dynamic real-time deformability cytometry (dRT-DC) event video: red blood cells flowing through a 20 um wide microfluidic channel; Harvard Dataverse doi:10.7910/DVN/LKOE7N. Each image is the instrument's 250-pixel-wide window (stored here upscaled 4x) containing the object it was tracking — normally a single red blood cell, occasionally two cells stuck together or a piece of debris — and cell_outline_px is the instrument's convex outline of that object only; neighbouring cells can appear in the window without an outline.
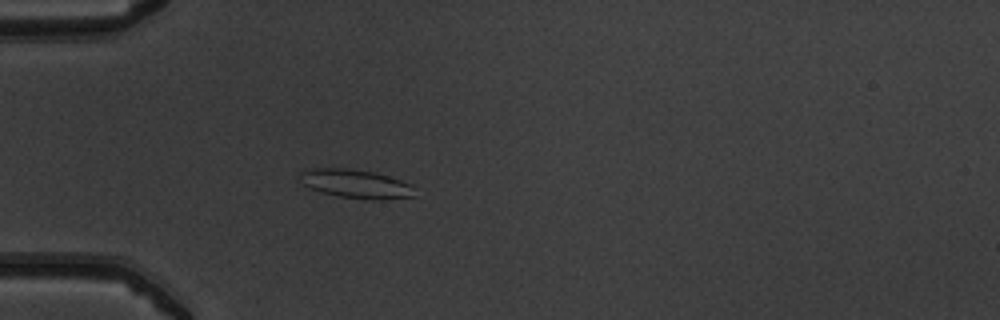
{"species": "common noctule bat (a hibernating species)", "species_latin": "Nyctalus noctula", "temperature_condition": "warm", "stored_images_in_passage": 51, "camera_frame_rate_fps": 3000, "um_per_image_px": 0.085, "animal": {"sex": "male", "body_mass_g": 19.5, "forearm_length_mm": 54.6}, "frame": {"image": 1, "passage_image": 16, "time_ms": 5.0, "image_size_px": [1000, 320], "cell_outline_px": [[416, 196], [384, 200], [368, 200], [340, 196], [320, 192], [304, 184], [300, 180], [300, 172], [304, 168], [348, 168], [372, 172], [388, 176], [412, 184]], "centroid_in_image_um": [30.26, 15.63], "position_along_channel_um": 54.7, "area_um2": 19.36}}
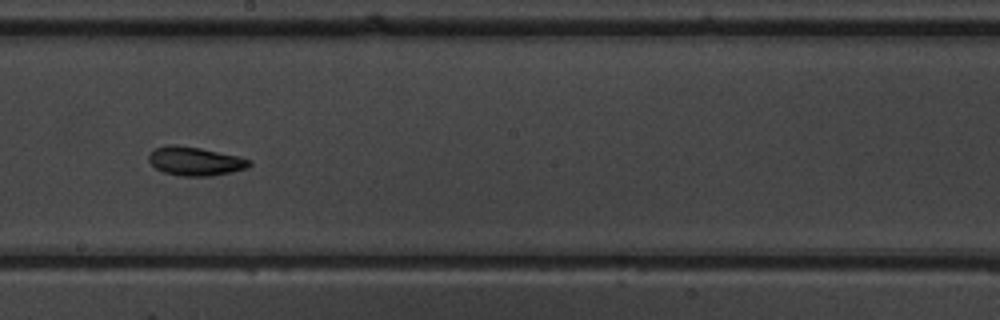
{"frame": {"image": 2, "passage_image": 30, "time_ms": 9.667, "image_size_px": [1000, 320], "cell_outline_px": [[252, 164], [244, 168], [232, 172], [212, 176], [180, 176], [164, 172], [156, 168], [148, 160], [148, 152], [152, 148], [168, 144], [176, 144], [200, 148], [240, 156], [252, 160]], "centroid_in_image_um": [16.56, 13.68], "position_along_channel_um": 231.6, "area_um2": 17.11}}
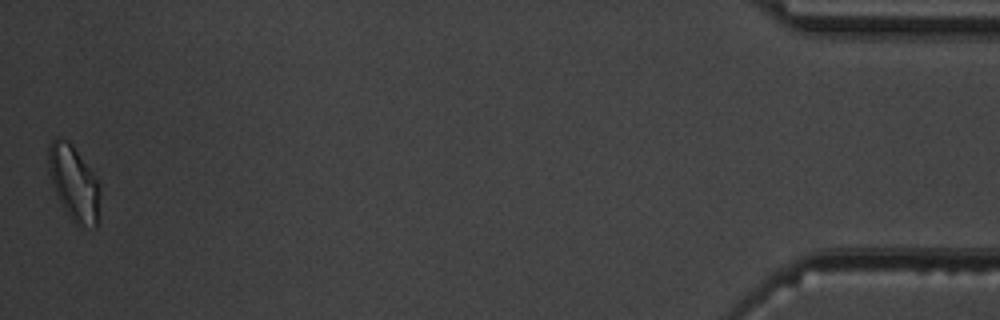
{"frame": {"image": 3, "passage_image": 51, "time_ms": 16.667, "image_size_px": [1000, 320], "cell_outline_px": [[100, 224], [96, 228], [80, 228], [72, 220], [64, 208], [52, 184], [48, 172], [48, 144], [56, 136], [60, 136], [68, 140], [72, 144], [92, 172], [100, 184]], "centroid_in_image_um": [6.31, 15.6], "position_along_channel_um": 428.9, "area_um2": 23.12}, "authors_computed_cell_mechanics": {"area_um2": 17.34, "velocity_mm_per_s": 4.0278, "shape_relaxation_time_tau1_ms": 5.5463, "shape_relaxation_time_tau2_ms": 2.8526, "deformation_change_tau1": 0.1379, "deformation_change_tau2": 0.086}}